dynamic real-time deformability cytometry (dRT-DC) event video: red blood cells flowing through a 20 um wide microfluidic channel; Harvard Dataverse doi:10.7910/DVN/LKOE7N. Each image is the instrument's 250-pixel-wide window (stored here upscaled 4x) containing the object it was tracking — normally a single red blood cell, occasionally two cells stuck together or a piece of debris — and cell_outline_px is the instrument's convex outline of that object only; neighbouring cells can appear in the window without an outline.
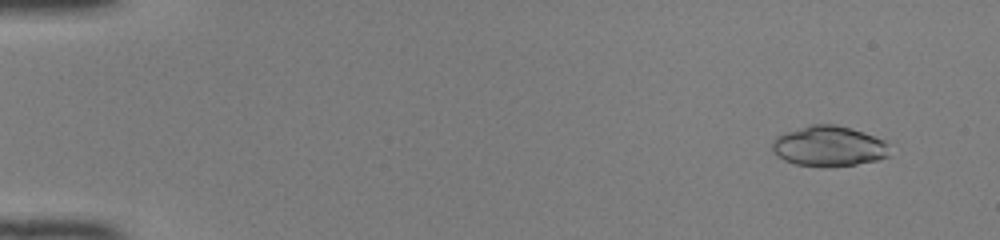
{"species": "common noctule bat (a hibernating species)", "species_latin": "Nyctalus noctula", "temperature_condition": "room temperature", "stored_images_in_passage": 49, "camera_frame_rate_fps": 3000, "um_per_image_px": 0.085, "animal": {"sex": "female", "body_mass_g": 22.0, "forearm_length_mm": 56.7}, "frame": {"image": 1, "passage_image": 4, "time_ms": 1.0, "image_size_px": [1000, 240], "cell_outline_px": [[888, 156], [876, 160], [856, 164], [796, 164], [784, 160], [776, 156], [772, 152], [772, 144], [776, 136], [784, 132], [812, 124], [836, 124], [884, 140], [888, 144]], "centroid_in_image_um": [70.4, 12.39], "position_along_channel_um": 14.6, "area_um2": 26.76}}